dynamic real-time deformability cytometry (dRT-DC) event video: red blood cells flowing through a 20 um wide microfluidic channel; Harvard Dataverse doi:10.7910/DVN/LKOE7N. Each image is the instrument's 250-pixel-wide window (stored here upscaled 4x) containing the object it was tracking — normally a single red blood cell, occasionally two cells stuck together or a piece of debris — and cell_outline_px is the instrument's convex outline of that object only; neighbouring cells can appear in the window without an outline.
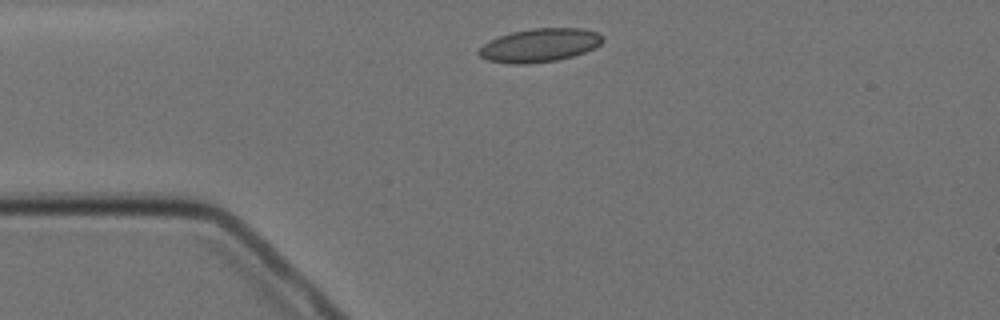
{"species": "Egyptian fruit bat (a non-hibernating species)", "species_latin": "Rousettus aegyptiacus", "temperature_condition": "cold", "stored_images_in_passage": 1, "camera_frame_rate_fps": 3000, "um_per_image_px": 0.085, "animal": {"sex": "female"}, "frame": {"image": 1, "passage_image": 1, "time_ms": 0.0, "image_size_px": [1000, 320], "cell_outline_px": [[604, 40], [600, 44], [584, 52], [572, 56], [556, 60], [528, 64], [512, 64], [488, 60], [480, 56], [476, 52], [484, 44], [500, 36], [512, 32], [532, 28], [580, 28], [596, 32]], "centroid_in_image_um": [45.84, 3.85], "position_along_channel_um": 39.2, "area_um2": 23.81}}